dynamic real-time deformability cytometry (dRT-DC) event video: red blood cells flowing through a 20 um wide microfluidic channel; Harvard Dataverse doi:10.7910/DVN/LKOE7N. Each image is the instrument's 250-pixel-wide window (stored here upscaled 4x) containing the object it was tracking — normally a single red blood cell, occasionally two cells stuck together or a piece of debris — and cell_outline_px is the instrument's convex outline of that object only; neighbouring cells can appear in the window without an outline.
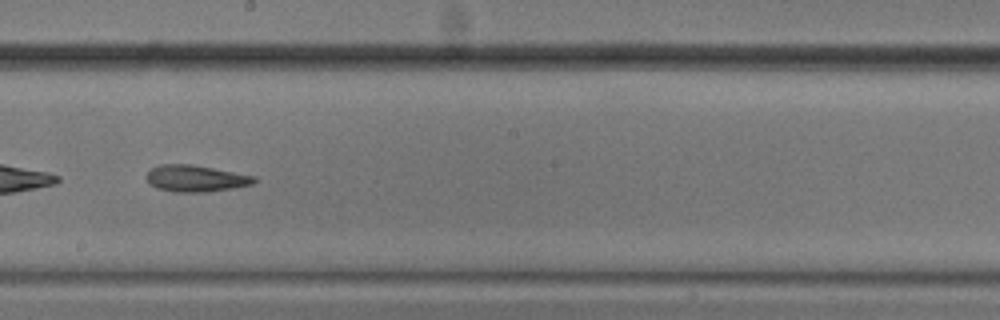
{"species": "common noctule bat (a hibernating species)", "species_latin": "Nyctalus noctula", "temperature_condition": "cold", "stored_images_in_passage": 52, "camera_frame_rate_fps": 3000, "um_per_image_px": 0.085, "animal": {"sex": "male", "body_mass_g": 20.5, "forearm_length_mm": 52.5}, "frame": {"image": 1, "passage_image": 30, "time_ms": 9.667, "image_size_px": [1000, 320], "cell_outline_px": [[256, 180], [252, 184], [236, 188], [208, 192], [176, 192], [156, 188], [148, 184], [148, 172], [152, 168], [160, 164], [192, 164], [256, 176]], "centroid_in_image_um": [16.65, 15.17], "position_along_channel_um": 231.5, "area_um2": 16.76}, "authors_computed_cell_mechanics": {"area_um2": 17.8313, "velocity_mm_per_s": 3.7526, "shape_relaxation_time_tau1_ms": 4.8727, "shape_relaxation_time_tau2_ms": 4.5308, "deformation_change_tau1": 0.1303, "deformation_change_tau2": 0.1233}}